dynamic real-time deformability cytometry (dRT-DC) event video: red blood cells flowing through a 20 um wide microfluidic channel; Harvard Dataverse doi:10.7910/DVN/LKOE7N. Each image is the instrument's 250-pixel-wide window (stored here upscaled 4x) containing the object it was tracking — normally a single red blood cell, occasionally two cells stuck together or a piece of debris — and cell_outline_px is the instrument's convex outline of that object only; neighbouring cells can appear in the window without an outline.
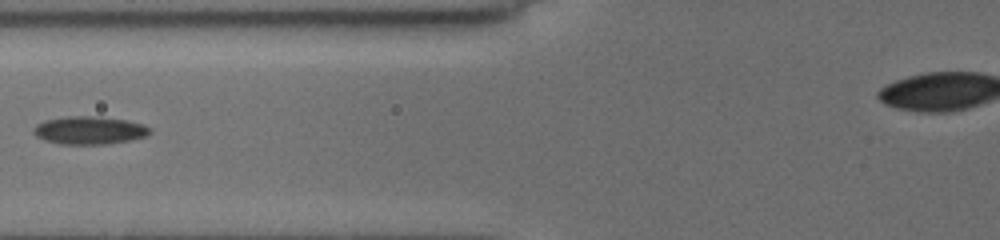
{"species": "common noctule bat (a hibernating species)", "species_latin": "Nyctalus noctula", "temperature_condition": "cold", "stored_images_in_passage": 29, "camera_frame_rate_fps": 3000, "um_per_image_px": 0.085, "animal": {"sex": "female", "body_mass_g": 19.5, "forearm_length_mm": 54.1}, "frame": {"image": 1, "passage_image": 5, "time_ms": 1.333, "image_size_px": [1000, 240], "cell_outline_px": [[152, 132], [148, 136], [132, 140], [108, 144], [60, 144], [44, 140], [36, 136], [32, 132], [32, 128], [36, 124], [44, 120], [68, 116], [92, 116], [124, 120], [144, 124]], "centroid_in_image_um": [7.58, 11.08], "position_along_channel_um": 118.2, "area_um2": 19.07}}
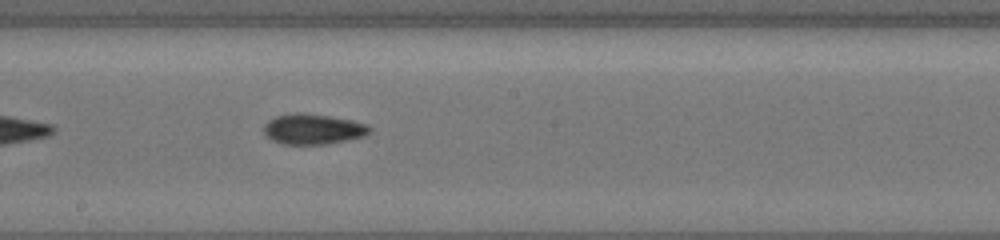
{"frame": {"image": 2, "passage_image": 13, "time_ms": 4.0, "image_size_px": [1000, 240], "cell_outline_px": [[372, 128], [364, 136], [348, 140], [328, 144], [284, 144], [272, 140], [264, 132], [264, 124], [268, 120], [276, 116], [328, 116], [368, 124]], "centroid_in_image_um": [26.64, 11.03], "position_along_channel_um": 221.6, "area_um2": 17.8}, "authors_computed_cell_mechanics": {"area_um2": 17.8024, "velocity_mm_per_s": 3.8789, "shape_relaxation_time_tau1_ms": null, "shape_relaxation_time_tau2_ms": 3.3105, "deformation_change_tau1": null, "deformation_change_tau2": 0.0895}}